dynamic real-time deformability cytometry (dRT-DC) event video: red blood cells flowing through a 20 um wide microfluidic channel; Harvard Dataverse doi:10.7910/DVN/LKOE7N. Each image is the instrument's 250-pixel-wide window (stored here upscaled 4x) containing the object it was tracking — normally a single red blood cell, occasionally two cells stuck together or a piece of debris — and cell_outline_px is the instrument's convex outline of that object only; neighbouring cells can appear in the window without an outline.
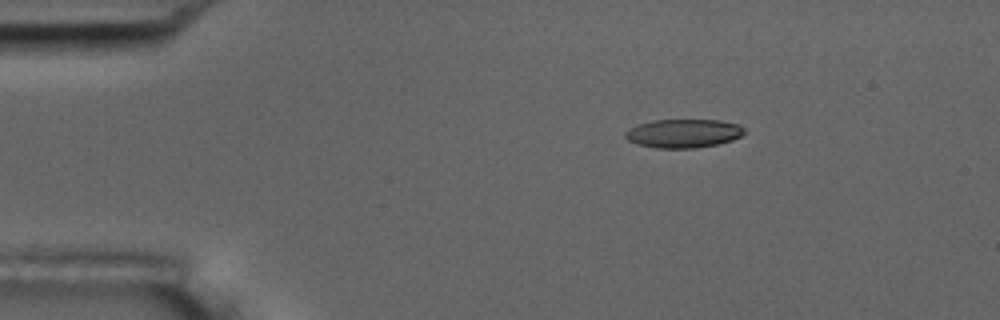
{"species": "common noctule bat (a hibernating species)", "species_latin": "Nyctalus noctula", "temperature_condition": "room temperature", "stored_images_in_passage": 3, "camera_frame_rate_fps": 3000, "um_per_image_px": 0.085, "animal": {"sex": "male", "body_mass_g": 17.5, "forearm_length_mm": 52.3}, "frame": {"image": 1, "passage_image": 1, "time_ms": 0.0, "image_size_px": [1000, 320], "cell_outline_px": [[744, 132], [740, 136], [732, 140], [716, 144], [696, 148], [656, 148], [636, 144], [628, 140], [624, 136], [624, 132], [640, 124], [652, 120], [720, 120], [740, 124], [744, 128]], "centroid_in_image_um": [58.09, 11.34], "position_along_channel_um": 26.9, "area_um2": 19.83}}